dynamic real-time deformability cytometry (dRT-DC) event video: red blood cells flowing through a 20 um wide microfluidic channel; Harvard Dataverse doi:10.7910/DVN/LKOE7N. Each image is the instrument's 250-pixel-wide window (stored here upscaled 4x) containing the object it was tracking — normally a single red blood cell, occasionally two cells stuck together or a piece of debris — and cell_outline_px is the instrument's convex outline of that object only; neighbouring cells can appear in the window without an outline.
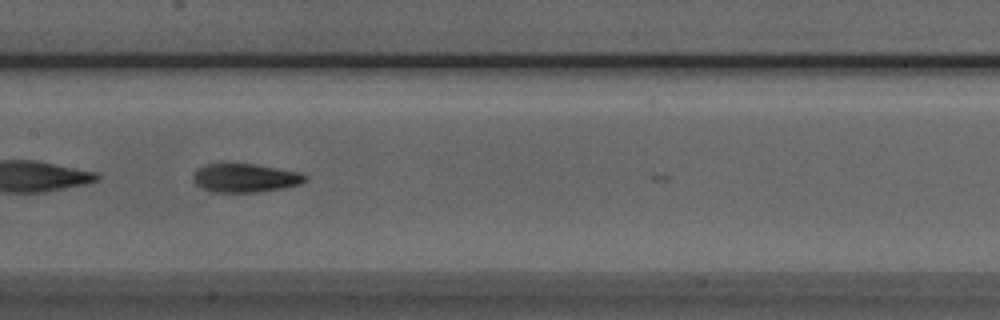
{"species": "Egyptian fruit bat (a non-hibernating species)", "species_latin": "Rousettus aegyptiacus", "temperature_condition": "room temperature", "stored_images_in_passage": 29, "camera_frame_rate_fps": 3000, "um_per_image_px": 0.085, "animal": {"sex": "male"}, "frame": {"image": 1, "passage_image": 24, "time_ms": 7.667, "image_size_px": [1000, 320], "cell_outline_px": [[308, 180], [300, 184], [284, 188], [256, 192], [212, 192], [196, 184], [192, 180], [192, 176], [200, 168], [208, 164], [256, 164], [296, 172], [308, 176]], "centroid_in_image_um": [20.86, 15.14], "position_along_channel_um": 186.5, "area_um2": 18.44}}